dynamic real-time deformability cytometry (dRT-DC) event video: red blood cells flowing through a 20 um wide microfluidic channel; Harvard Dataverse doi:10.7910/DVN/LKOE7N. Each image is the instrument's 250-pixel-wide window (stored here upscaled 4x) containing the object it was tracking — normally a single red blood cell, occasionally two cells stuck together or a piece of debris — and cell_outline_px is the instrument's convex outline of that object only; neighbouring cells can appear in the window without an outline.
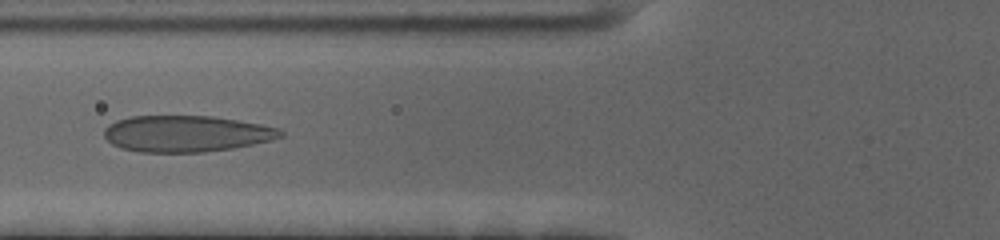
{"species": "human", "species_latin": "Homo sapiens", "temperature_condition": "cold", "stored_images_in_passage": 47, "camera_frame_rate_fps": 3000, "um_per_image_px": 0.085, "donor": {"sex": "female"}, "frame": {"image": 1, "passage_image": 11, "time_ms": 3.333, "image_size_px": [1000, 240], "cell_outline_px": [[284, 136], [272, 140], [232, 148], [204, 152], [140, 152], [120, 148], [112, 144], [104, 136], [104, 128], [108, 124], [116, 120], [132, 116], [212, 116], [260, 124], [276, 128], [284, 132]], "centroid_in_image_um": [15.8, 11.36], "position_along_channel_um": 110.0, "area_um2": 37.34}}
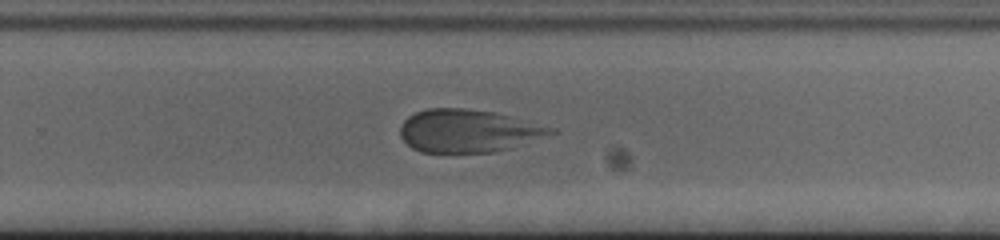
{"frame": {"image": 2, "passage_image": 27, "time_ms": 8.667, "image_size_px": [1000, 240], "cell_outline_px": [[556, 132], [508, 148], [492, 152], [420, 152], [412, 148], [400, 136], [400, 124], [408, 116], [416, 112], [428, 108], [464, 108], [492, 112], [556, 128]], "centroid_in_image_um": [39.73, 11.12], "position_along_channel_um": 290.1, "area_um2": 37.05}}
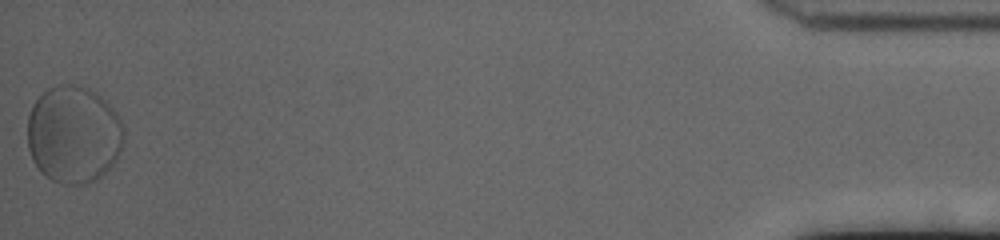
{"frame": {"image": 3, "passage_image": 47, "time_ms": 15.333, "image_size_px": [1000, 240], "cell_outline_px": [[124, 140], [120, 152], [112, 164], [96, 180], [88, 184], [60, 184], [52, 180], [40, 172], [32, 160], [28, 148], [28, 116], [32, 104], [48, 88], [60, 84], [72, 84], [88, 88], [96, 92], [112, 108], [120, 120], [124, 128]], "centroid_in_image_um": [6.24, 11.44], "position_along_channel_um": 429.0, "area_um2": 54.91}}